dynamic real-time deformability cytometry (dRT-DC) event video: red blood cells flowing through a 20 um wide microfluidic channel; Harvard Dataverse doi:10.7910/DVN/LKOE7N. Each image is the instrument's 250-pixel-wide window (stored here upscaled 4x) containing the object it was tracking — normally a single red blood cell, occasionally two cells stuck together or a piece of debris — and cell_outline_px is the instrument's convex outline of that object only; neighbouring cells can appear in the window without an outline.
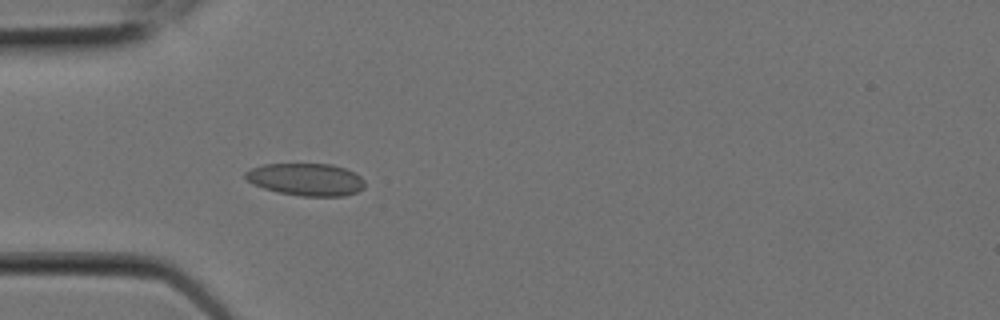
{"species": "Egyptian fruit bat (a non-hibernating species)", "species_latin": "Rousettus aegyptiacus", "temperature_condition": "room temperature", "stored_images_in_passage": 3, "camera_frame_rate_fps": 3000, "um_per_image_px": 0.085, "animal": {"sex": "female"}, "frame": {"image": 1, "passage_image": 3, "time_ms": 0.667, "image_size_px": [1000, 320], "cell_outline_px": [[364, 188], [356, 192], [344, 196], [300, 196], [280, 192], [264, 188], [252, 184], [244, 176], [244, 172], [252, 168], [264, 164], [332, 164], [344, 168], [360, 176], [364, 180]], "centroid_in_image_um": [26.01, 15.25], "position_along_channel_um": 59.0, "area_um2": 22.43}}